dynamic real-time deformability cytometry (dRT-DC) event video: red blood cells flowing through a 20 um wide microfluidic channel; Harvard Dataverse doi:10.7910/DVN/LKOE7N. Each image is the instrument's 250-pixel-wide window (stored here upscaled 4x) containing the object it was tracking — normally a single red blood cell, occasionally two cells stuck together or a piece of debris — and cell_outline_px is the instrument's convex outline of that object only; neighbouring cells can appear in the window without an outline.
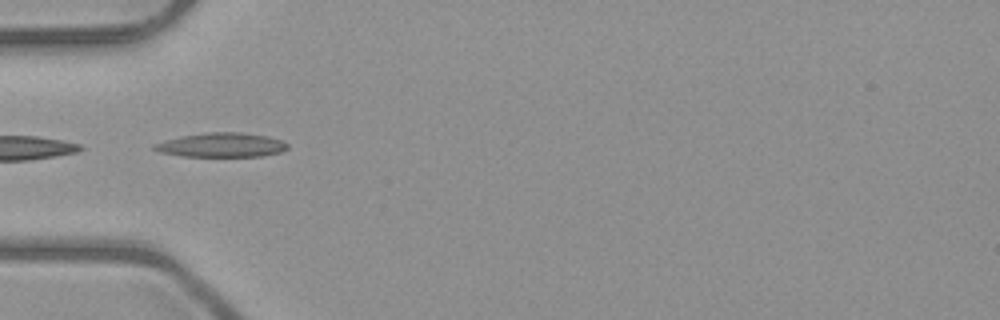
{"species": "common noctule bat (a hibernating species)", "species_latin": "Nyctalus noctula", "temperature_condition": "room temperature", "stored_images_in_passage": 12, "camera_frame_rate_fps": 3000, "um_per_image_px": 0.085, "animal": {"sex": "male", "body_mass_g": 23.1, "forearm_length_mm": 52.7}, "frame": {"image": 1, "passage_image": 6, "time_ms": 1.667, "image_size_px": [1000, 320], "cell_outline_px": [[288, 148], [280, 152], [260, 156], [184, 156], [160, 152], [152, 148], [156, 144], [164, 140], [180, 136], [204, 132], [244, 132], [268, 136], [280, 140], [288, 144]], "centroid_in_image_um": [18.83, 12.31], "position_along_channel_um": 66.2, "area_um2": 18.79}}
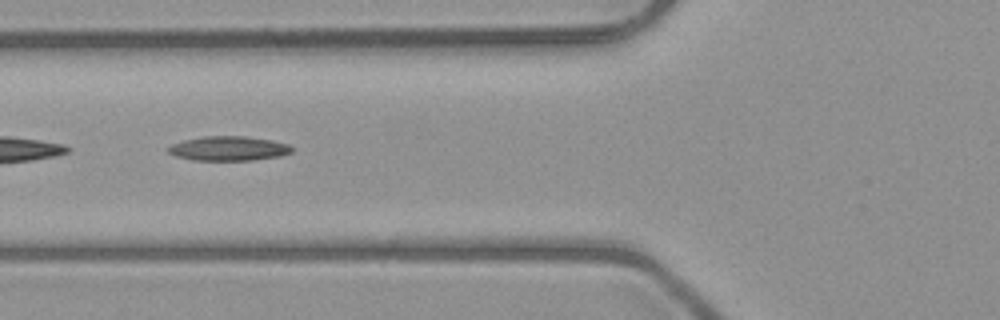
{"frame": {"image": 2, "passage_image": 9, "time_ms": 2.667, "image_size_px": [1000, 320], "cell_outline_px": [[296, 148], [292, 152], [280, 156], [252, 160], [192, 160], [176, 156], [168, 152], [164, 148], [172, 144], [184, 140], [204, 136], [244, 136], [272, 140], [288, 144]], "centroid_in_image_um": [19.43, 12.62], "position_along_channel_um": 106.4, "area_um2": 17.74}}